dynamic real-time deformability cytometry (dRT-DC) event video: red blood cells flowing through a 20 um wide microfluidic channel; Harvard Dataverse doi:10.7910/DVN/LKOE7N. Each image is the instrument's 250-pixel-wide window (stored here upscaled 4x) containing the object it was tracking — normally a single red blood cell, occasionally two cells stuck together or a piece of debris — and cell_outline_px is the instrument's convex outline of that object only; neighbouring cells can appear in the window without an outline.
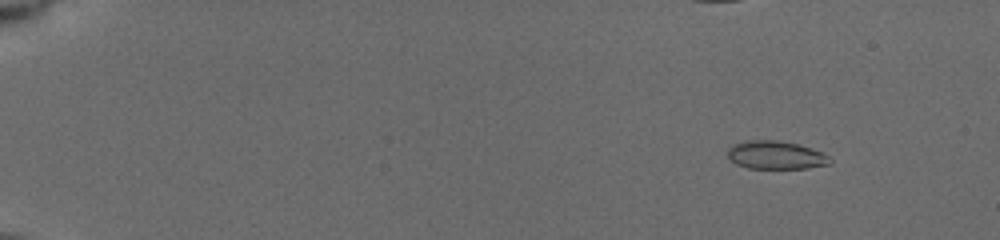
{"species": "common noctule bat (a hibernating species)", "species_latin": "Nyctalus noctula", "temperature_condition": "cold", "stored_images_in_passage": 46, "camera_frame_rate_fps": 3000, "um_per_image_px": 0.085, "animal": {"sex": "female", "body_mass_g": 19.5, "forearm_length_mm": 54.1}, "frame": {"image": 1, "passage_image": 6, "time_ms": 1.0, "image_size_px": [1000, 240], "cell_outline_px": [[832, 164], [808, 168], [748, 168], [736, 164], [728, 156], [728, 148], [732, 144], [744, 140], [776, 140], [800, 144], [820, 152], [828, 156], [832, 160]], "centroid_in_image_um": [65.94, 13.17], "position_along_channel_um": 19.1, "area_um2": 16.88}}